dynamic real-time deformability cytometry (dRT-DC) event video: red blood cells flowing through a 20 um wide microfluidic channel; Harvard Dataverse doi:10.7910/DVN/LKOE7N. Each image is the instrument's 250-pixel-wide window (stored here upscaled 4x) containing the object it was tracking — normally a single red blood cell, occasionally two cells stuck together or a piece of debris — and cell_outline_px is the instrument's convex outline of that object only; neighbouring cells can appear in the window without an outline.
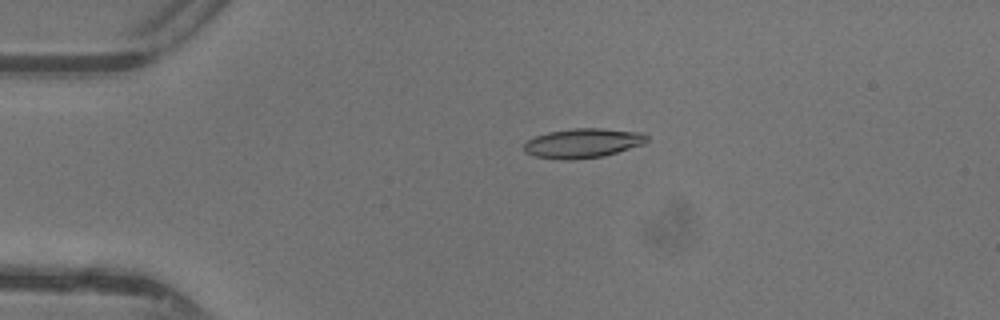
{"species": "common noctule bat (a hibernating species)", "species_latin": "Nyctalus noctula", "temperature_condition": "warm", "stored_images_in_passage": 48, "camera_frame_rate_fps": 3000, "um_per_image_px": 0.085, "animal": {"sex": "female"}, "frame": {"image": 1, "passage_image": 11, "time_ms": 3.333, "image_size_px": [1000, 320], "cell_outline_px": [[648, 140], [644, 144], [604, 156], [572, 160], [564, 160], [536, 156], [524, 152], [524, 144], [528, 140], [536, 136], [548, 132], [572, 128], [600, 128], [644, 132], [648, 136]], "centroid_in_image_um": [49.57, 12.16], "position_along_channel_um": 35.4, "area_um2": 21.21}}
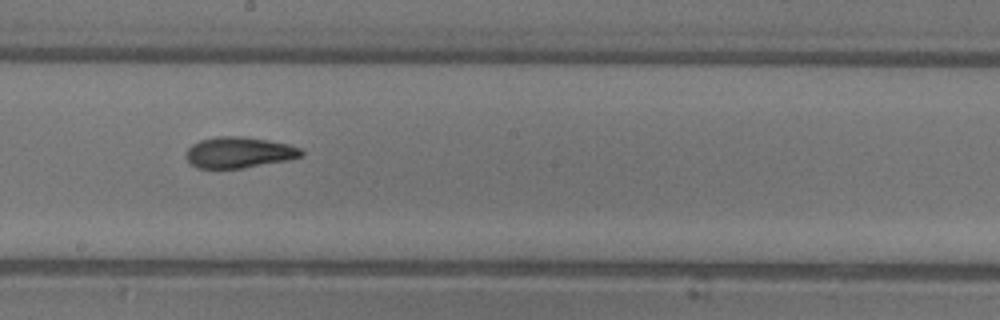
{"frame": {"image": 2, "passage_image": 27, "time_ms": 8.667, "image_size_px": [1000, 320], "cell_outline_px": [[304, 156], [288, 160], [244, 168], [196, 168], [188, 160], [184, 152], [192, 144], [200, 140], [216, 136], [244, 136], [268, 140], [288, 144], [300, 148], [304, 152]], "centroid_in_image_um": [20.32, 12.95], "position_along_channel_um": 227.9, "area_um2": 20.98}}
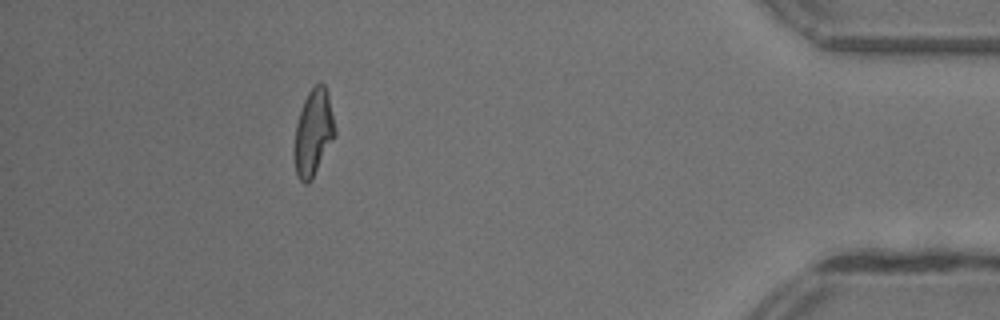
{"frame": {"image": 3, "passage_image": 43, "time_ms": 14.0, "image_size_px": [1000, 320], "cell_outline_px": [[336, 136], [312, 180], [308, 184], [304, 184], [300, 180], [296, 172], [296, 124], [304, 100], [308, 92], [316, 84], [324, 84], [328, 92], [336, 128]], "centroid_in_image_um": [26.69, 11.27], "position_along_channel_um": 408.5, "area_um2": 20.23}, "authors_computed_cell_mechanics": {"area_um2": 20.5479, "velocity_mm_per_s": 4.4262, "shape_relaxation_time_tau1_ms": 4.5455, "shape_relaxation_time_tau2_ms": 2.3955, "deformation_change_tau1": 0.1926, "deformation_change_tau2": 0.1044}}